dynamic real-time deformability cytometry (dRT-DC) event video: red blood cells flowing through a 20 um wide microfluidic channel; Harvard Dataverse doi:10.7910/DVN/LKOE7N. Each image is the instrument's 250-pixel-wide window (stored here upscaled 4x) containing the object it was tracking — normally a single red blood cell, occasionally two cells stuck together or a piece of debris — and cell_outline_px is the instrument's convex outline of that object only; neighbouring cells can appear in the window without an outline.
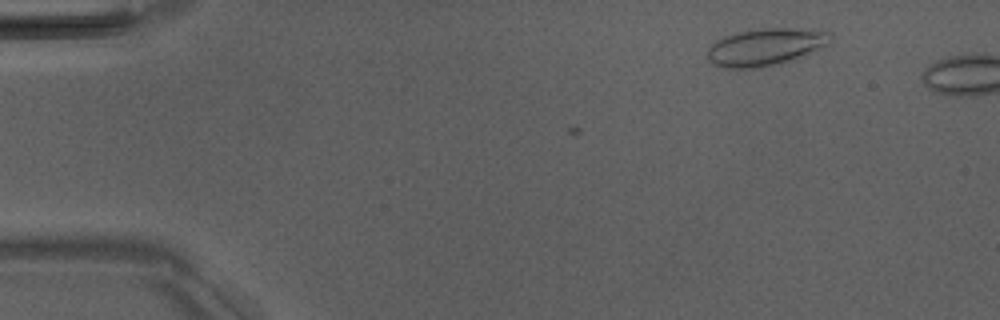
{"species": "Egyptian fruit bat (a non-hibernating species)", "species_latin": "Rousettus aegyptiacus", "temperature_condition": "room temperature", "stored_images_in_passage": 5, "camera_frame_rate_fps": 3000, "um_per_image_px": 0.085, "animal": {"sex": "male"}, "frame": {"image": 1, "passage_image": 1, "time_ms": 0.0, "image_size_px": [1000, 320], "cell_outline_px": [[832, 40], [828, 44], [796, 60], [780, 64], [760, 68], [724, 68], [712, 64], [708, 60], [708, 48], [716, 40], [724, 36], [736, 32], [764, 28], [792, 28], [832, 32]], "centroid_in_image_um": [65.08, 4.01], "position_along_channel_um": 19.9, "area_um2": 27.05}}